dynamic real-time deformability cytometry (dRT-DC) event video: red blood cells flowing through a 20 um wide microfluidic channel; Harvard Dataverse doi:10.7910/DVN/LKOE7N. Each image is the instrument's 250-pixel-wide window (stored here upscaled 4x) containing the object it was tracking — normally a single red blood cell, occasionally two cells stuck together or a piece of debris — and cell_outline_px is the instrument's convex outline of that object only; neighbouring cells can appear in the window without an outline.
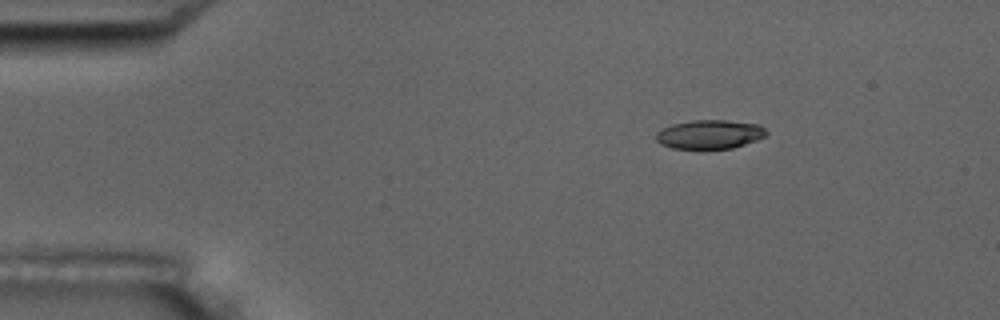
{"species": "common noctule bat (a hibernating species)", "species_latin": "Nyctalus noctula", "temperature_condition": "room temperature", "stored_images_in_passage": 4, "camera_frame_rate_fps": 3000, "um_per_image_px": 0.085, "animal": {"sex": "male", "body_mass_g": 17.5, "forearm_length_mm": 52.3}, "frame": {"image": 1, "passage_image": 2, "time_ms": 2.0, "image_size_px": [1000, 320], "cell_outline_px": [[768, 132], [764, 136], [756, 140], [732, 148], [672, 148], [660, 144], [656, 140], [656, 132], [672, 124], [692, 120], [724, 120], [760, 124]], "centroid_in_image_um": [60.31, 11.41], "position_along_channel_um": 24.7, "area_um2": 18.44}}
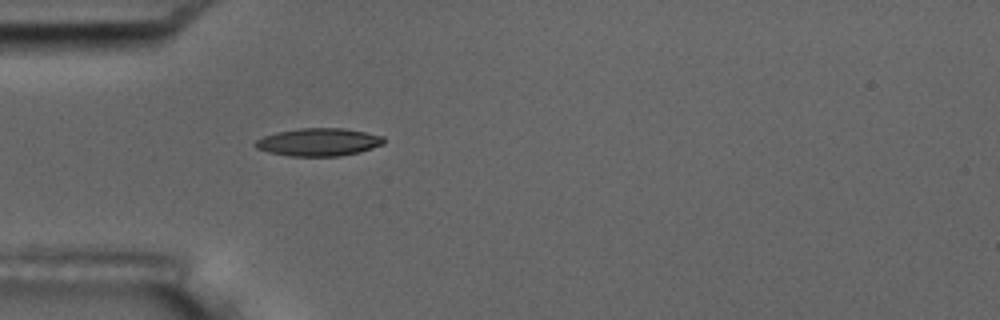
{"frame": {"image": 2, "passage_image": 4, "time_ms": 4.667, "image_size_px": [1000, 320], "cell_outline_px": [[384, 144], [360, 152], [340, 156], [288, 156], [268, 152], [256, 148], [252, 144], [256, 140], [264, 136], [276, 132], [300, 128], [344, 128], [384, 136]], "centroid_in_image_um": [27.06, 12.08], "position_along_channel_um": 57.9, "area_um2": 20.92}}